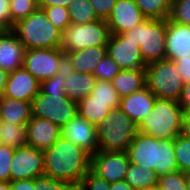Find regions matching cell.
I'll return each instance as SVG.
<instances>
[{"instance_id": "cell-13", "label": "cell", "mask_w": 190, "mask_h": 190, "mask_svg": "<svg viewBox=\"0 0 190 190\" xmlns=\"http://www.w3.org/2000/svg\"><path fill=\"white\" fill-rule=\"evenodd\" d=\"M130 161L126 152H101L91 155L90 170L110 184L126 178Z\"/></svg>"}, {"instance_id": "cell-22", "label": "cell", "mask_w": 190, "mask_h": 190, "mask_svg": "<svg viewBox=\"0 0 190 190\" xmlns=\"http://www.w3.org/2000/svg\"><path fill=\"white\" fill-rule=\"evenodd\" d=\"M96 82L97 78L93 74L75 72L65 67V94L76 103L92 93Z\"/></svg>"}, {"instance_id": "cell-18", "label": "cell", "mask_w": 190, "mask_h": 190, "mask_svg": "<svg viewBox=\"0 0 190 190\" xmlns=\"http://www.w3.org/2000/svg\"><path fill=\"white\" fill-rule=\"evenodd\" d=\"M25 51L13 30H0V69L11 73L23 67Z\"/></svg>"}, {"instance_id": "cell-47", "label": "cell", "mask_w": 190, "mask_h": 190, "mask_svg": "<svg viewBox=\"0 0 190 190\" xmlns=\"http://www.w3.org/2000/svg\"><path fill=\"white\" fill-rule=\"evenodd\" d=\"M110 190H134V188H132L124 179L111 183Z\"/></svg>"}, {"instance_id": "cell-49", "label": "cell", "mask_w": 190, "mask_h": 190, "mask_svg": "<svg viewBox=\"0 0 190 190\" xmlns=\"http://www.w3.org/2000/svg\"><path fill=\"white\" fill-rule=\"evenodd\" d=\"M181 134L187 138H190V113L184 115Z\"/></svg>"}, {"instance_id": "cell-28", "label": "cell", "mask_w": 190, "mask_h": 190, "mask_svg": "<svg viewBox=\"0 0 190 190\" xmlns=\"http://www.w3.org/2000/svg\"><path fill=\"white\" fill-rule=\"evenodd\" d=\"M147 19L169 18L173 0H134Z\"/></svg>"}, {"instance_id": "cell-38", "label": "cell", "mask_w": 190, "mask_h": 190, "mask_svg": "<svg viewBox=\"0 0 190 190\" xmlns=\"http://www.w3.org/2000/svg\"><path fill=\"white\" fill-rule=\"evenodd\" d=\"M15 148L0 144V181L10 182V165Z\"/></svg>"}, {"instance_id": "cell-1", "label": "cell", "mask_w": 190, "mask_h": 190, "mask_svg": "<svg viewBox=\"0 0 190 190\" xmlns=\"http://www.w3.org/2000/svg\"><path fill=\"white\" fill-rule=\"evenodd\" d=\"M43 153L44 175L54 180L81 182L90 170L91 155L63 136Z\"/></svg>"}, {"instance_id": "cell-15", "label": "cell", "mask_w": 190, "mask_h": 190, "mask_svg": "<svg viewBox=\"0 0 190 190\" xmlns=\"http://www.w3.org/2000/svg\"><path fill=\"white\" fill-rule=\"evenodd\" d=\"M62 129V136L90 155L98 151L96 127L77 114Z\"/></svg>"}, {"instance_id": "cell-54", "label": "cell", "mask_w": 190, "mask_h": 190, "mask_svg": "<svg viewBox=\"0 0 190 190\" xmlns=\"http://www.w3.org/2000/svg\"><path fill=\"white\" fill-rule=\"evenodd\" d=\"M140 190H157L156 188H152V189H140Z\"/></svg>"}, {"instance_id": "cell-51", "label": "cell", "mask_w": 190, "mask_h": 190, "mask_svg": "<svg viewBox=\"0 0 190 190\" xmlns=\"http://www.w3.org/2000/svg\"><path fill=\"white\" fill-rule=\"evenodd\" d=\"M0 190H11L10 182H2V181H0Z\"/></svg>"}, {"instance_id": "cell-6", "label": "cell", "mask_w": 190, "mask_h": 190, "mask_svg": "<svg viewBox=\"0 0 190 190\" xmlns=\"http://www.w3.org/2000/svg\"><path fill=\"white\" fill-rule=\"evenodd\" d=\"M167 19H146L122 34L137 42L146 64L165 59Z\"/></svg>"}, {"instance_id": "cell-31", "label": "cell", "mask_w": 190, "mask_h": 190, "mask_svg": "<svg viewBox=\"0 0 190 190\" xmlns=\"http://www.w3.org/2000/svg\"><path fill=\"white\" fill-rule=\"evenodd\" d=\"M39 7L38 0H10L12 29L19 20L28 17Z\"/></svg>"}, {"instance_id": "cell-5", "label": "cell", "mask_w": 190, "mask_h": 190, "mask_svg": "<svg viewBox=\"0 0 190 190\" xmlns=\"http://www.w3.org/2000/svg\"><path fill=\"white\" fill-rule=\"evenodd\" d=\"M98 151L126 152L137 135V125L120 108L112 109L96 127Z\"/></svg>"}, {"instance_id": "cell-17", "label": "cell", "mask_w": 190, "mask_h": 190, "mask_svg": "<svg viewBox=\"0 0 190 190\" xmlns=\"http://www.w3.org/2000/svg\"><path fill=\"white\" fill-rule=\"evenodd\" d=\"M61 132L62 129L53 122L32 116L26 124L27 145L48 149L62 136Z\"/></svg>"}, {"instance_id": "cell-33", "label": "cell", "mask_w": 190, "mask_h": 190, "mask_svg": "<svg viewBox=\"0 0 190 190\" xmlns=\"http://www.w3.org/2000/svg\"><path fill=\"white\" fill-rule=\"evenodd\" d=\"M44 9L49 21L62 32L71 24L69 8L63 6L39 7Z\"/></svg>"}, {"instance_id": "cell-46", "label": "cell", "mask_w": 190, "mask_h": 190, "mask_svg": "<svg viewBox=\"0 0 190 190\" xmlns=\"http://www.w3.org/2000/svg\"><path fill=\"white\" fill-rule=\"evenodd\" d=\"M73 0H39V7L63 6L68 8Z\"/></svg>"}, {"instance_id": "cell-37", "label": "cell", "mask_w": 190, "mask_h": 190, "mask_svg": "<svg viewBox=\"0 0 190 190\" xmlns=\"http://www.w3.org/2000/svg\"><path fill=\"white\" fill-rule=\"evenodd\" d=\"M91 95H94V99L101 101H121V98L112 86L111 81L97 80Z\"/></svg>"}, {"instance_id": "cell-19", "label": "cell", "mask_w": 190, "mask_h": 190, "mask_svg": "<svg viewBox=\"0 0 190 190\" xmlns=\"http://www.w3.org/2000/svg\"><path fill=\"white\" fill-rule=\"evenodd\" d=\"M190 56V25L175 23L167 18L165 58L175 61Z\"/></svg>"}, {"instance_id": "cell-12", "label": "cell", "mask_w": 190, "mask_h": 190, "mask_svg": "<svg viewBox=\"0 0 190 190\" xmlns=\"http://www.w3.org/2000/svg\"><path fill=\"white\" fill-rule=\"evenodd\" d=\"M107 53L121 70L145 69L140 46L122 33L111 34L107 43Z\"/></svg>"}, {"instance_id": "cell-43", "label": "cell", "mask_w": 190, "mask_h": 190, "mask_svg": "<svg viewBox=\"0 0 190 190\" xmlns=\"http://www.w3.org/2000/svg\"><path fill=\"white\" fill-rule=\"evenodd\" d=\"M177 65V70L180 73V78L183 84L190 82V56L181 57L174 61Z\"/></svg>"}, {"instance_id": "cell-50", "label": "cell", "mask_w": 190, "mask_h": 190, "mask_svg": "<svg viewBox=\"0 0 190 190\" xmlns=\"http://www.w3.org/2000/svg\"><path fill=\"white\" fill-rule=\"evenodd\" d=\"M68 190H87L86 186L81 182H71L68 185Z\"/></svg>"}, {"instance_id": "cell-32", "label": "cell", "mask_w": 190, "mask_h": 190, "mask_svg": "<svg viewBox=\"0 0 190 190\" xmlns=\"http://www.w3.org/2000/svg\"><path fill=\"white\" fill-rule=\"evenodd\" d=\"M186 174L177 170L158 176L157 190H186Z\"/></svg>"}, {"instance_id": "cell-10", "label": "cell", "mask_w": 190, "mask_h": 190, "mask_svg": "<svg viewBox=\"0 0 190 190\" xmlns=\"http://www.w3.org/2000/svg\"><path fill=\"white\" fill-rule=\"evenodd\" d=\"M23 67L42 82L64 70L66 56L60 48L29 49L25 51Z\"/></svg>"}, {"instance_id": "cell-2", "label": "cell", "mask_w": 190, "mask_h": 190, "mask_svg": "<svg viewBox=\"0 0 190 190\" xmlns=\"http://www.w3.org/2000/svg\"><path fill=\"white\" fill-rule=\"evenodd\" d=\"M129 161L153 170L158 176L178 170L173 139H156L137 133L127 147Z\"/></svg>"}, {"instance_id": "cell-26", "label": "cell", "mask_w": 190, "mask_h": 190, "mask_svg": "<svg viewBox=\"0 0 190 190\" xmlns=\"http://www.w3.org/2000/svg\"><path fill=\"white\" fill-rule=\"evenodd\" d=\"M125 180L134 188V190L140 189H152L157 188L158 175L151 169L130 163Z\"/></svg>"}, {"instance_id": "cell-41", "label": "cell", "mask_w": 190, "mask_h": 190, "mask_svg": "<svg viewBox=\"0 0 190 190\" xmlns=\"http://www.w3.org/2000/svg\"><path fill=\"white\" fill-rule=\"evenodd\" d=\"M99 19L107 20L117 0H89Z\"/></svg>"}, {"instance_id": "cell-52", "label": "cell", "mask_w": 190, "mask_h": 190, "mask_svg": "<svg viewBox=\"0 0 190 190\" xmlns=\"http://www.w3.org/2000/svg\"><path fill=\"white\" fill-rule=\"evenodd\" d=\"M186 184H187L186 190H190V174H186Z\"/></svg>"}, {"instance_id": "cell-35", "label": "cell", "mask_w": 190, "mask_h": 190, "mask_svg": "<svg viewBox=\"0 0 190 190\" xmlns=\"http://www.w3.org/2000/svg\"><path fill=\"white\" fill-rule=\"evenodd\" d=\"M169 19L175 23L190 25V0H173Z\"/></svg>"}, {"instance_id": "cell-36", "label": "cell", "mask_w": 190, "mask_h": 190, "mask_svg": "<svg viewBox=\"0 0 190 190\" xmlns=\"http://www.w3.org/2000/svg\"><path fill=\"white\" fill-rule=\"evenodd\" d=\"M65 68L53 77L40 82V92L49 95H66L64 90Z\"/></svg>"}, {"instance_id": "cell-39", "label": "cell", "mask_w": 190, "mask_h": 190, "mask_svg": "<svg viewBox=\"0 0 190 190\" xmlns=\"http://www.w3.org/2000/svg\"><path fill=\"white\" fill-rule=\"evenodd\" d=\"M71 182L54 180L49 176L42 175L34 179V187L36 190H68Z\"/></svg>"}, {"instance_id": "cell-40", "label": "cell", "mask_w": 190, "mask_h": 190, "mask_svg": "<svg viewBox=\"0 0 190 190\" xmlns=\"http://www.w3.org/2000/svg\"><path fill=\"white\" fill-rule=\"evenodd\" d=\"M87 190H110V183L89 170L82 179Z\"/></svg>"}, {"instance_id": "cell-16", "label": "cell", "mask_w": 190, "mask_h": 190, "mask_svg": "<svg viewBox=\"0 0 190 190\" xmlns=\"http://www.w3.org/2000/svg\"><path fill=\"white\" fill-rule=\"evenodd\" d=\"M40 92V82L24 67L9 73L4 97L32 102Z\"/></svg>"}, {"instance_id": "cell-4", "label": "cell", "mask_w": 190, "mask_h": 190, "mask_svg": "<svg viewBox=\"0 0 190 190\" xmlns=\"http://www.w3.org/2000/svg\"><path fill=\"white\" fill-rule=\"evenodd\" d=\"M26 50L60 48L62 31L48 19L42 8L19 20L12 29Z\"/></svg>"}, {"instance_id": "cell-24", "label": "cell", "mask_w": 190, "mask_h": 190, "mask_svg": "<svg viewBox=\"0 0 190 190\" xmlns=\"http://www.w3.org/2000/svg\"><path fill=\"white\" fill-rule=\"evenodd\" d=\"M111 84L120 98L129 96L146 87L145 69L121 70L111 80Z\"/></svg>"}, {"instance_id": "cell-53", "label": "cell", "mask_w": 190, "mask_h": 190, "mask_svg": "<svg viewBox=\"0 0 190 190\" xmlns=\"http://www.w3.org/2000/svg\"><path fill=\"white\" fill-rule=\"evenodd\" d=\"M1 110H2V103H1V98H0V122L2 121V114H1Z\"/></svg>"}, {"instance_id": "cell-14", "label": "cell", "mask_w": 190, "mask_h": 190, "mask_svg": "<svg viewBox=\"0 0 190 190\" xmlns=\"http://www.w3.org/2000/svg\"><path fill=\"white\" fill-rule=\"evenodd\" d=\"M146 19L134 0H117L106 22L110 33L117 35L132 29Z\"/></svg>"}, {"instance_id": "cell-11", "label": "cell", "mask_w": 190, "mask_h": 190, "mask_svg": "<svg viewBox=\"0 0 190 190\" xmlns=\"http://www.w3.org/2000/svg\"><path fill=\"white\" fill-rule=\"evenodd\" d=\"M10 172L11 181L36 179L44 175L43 150L28 145L15 149Z\"/></svg>"}, {"instance_id": "cell-30", "label": "cell", "mask_w": 190, "mask_h": 190, "mask_svg": "<svg viewBox=\"0 0 190 190\" xmlns=\"http://www.w3.org/2000/svg\"><path fill=\"white\" fill-rule=\"evenodd\" d=\"M173 147L178 170L190 174V138L178 135L173 139Z\"/></svg>"}, {"instance_id": "cell-27", "label": "cell", "mask_w": 190, "mask_h": 190, "mask_svg": "<svg viewBox=\"0 0 190 190\" xmlns=\"http://www.w3.org/2000/svg\"><path fill=\"white\" fill-rule=\"evenodd\" d=\"M0 144L15 149L27 145V134L25 124H12L0 122Z\"/></svg>"}, {"instance_id": "cell-42", "label": "cell", "mask_w": 190, "mask_h": 190, "mask_svg": "<svg viewBox=\"0 0 190 190\" xmlns=\"http://www.w3.org/2000/svg\"><path fill=\"white\" fill-rule=\"evenodd\" d=\"M0 30H12L10 0H0Z\"/></svg>"}, {"instance_id": "cell-34", "label": "cell", "mask_w": 190, "mask_h": 190, "mask_svg": "<svg viewBox=\"0 0 190 190\" xmlns=\"http://www.w3.org/2000/svg\"><path fill=\"white\" fill-rule=\"evenodd\" d=\"M121 69L117 66L115 61L107 53V55L99 62L93 75L97 80L111 81Z\"/></svg>"}, {"instance_id": "cell-21", "label": "cell", "mask_w": 190, "mask_h": 190, "mask_svg": "<svg viewBox=\"0 0 190 190\" xmlns=\"http://www.w3.org/2000/svg\"><path fill=\"white\" fill-rule=\"evenodd\" d=\"M156 96L147 88L121 98L120 109L138 125L153 109Z\"/></svg>"}, {"instance_id": "cell-45", "label": "cell", "mask_w": 190, "mask_h": 190, "mask_svg": "<svg viewBox=\"0 0 190 190\" xmlns=\"http://www.w3.org/2000/svg\"><path fill=\"white\" fill-rule=\"evenodd\" d=\"M11 190H36L34 187V179H22L10 181Z\"/></svg>"}, {"instance_id": "cell-3", "label": "cell", "mask_w": 190, "mask_h": 190, "mask_svg": "<svg viewBox=\"0 0 190 190\" xmlns=\"http://www.w3.org/2000/svg\"><path fill=\"white\" fill-rule=\"evenodd\" d=\"M184 112L178 101L155 99L153 109L137 125L138 132L156 139H174L182 133Z\"/></svg>"}, {"instance_id": "cell-20", "label": "cell", "mask_w": 190, "mask_h": 190, "mask_svg": "<svg viewBox=\"0 0 190 190\" xmlns=\"http://www.w3.org/2000/svg\"><path fill=\"white\" fill-rule=\"evenodd\" d=\"M107 55V46H91L66 53V67L80 73L93 74L99 62Z\"/></svg>"}, {"instance_id": "cell-29", "label": "cell", "mask_w": 190, "mask_h": 190, "mask_svg": "<svg viewBox=\"0 0 190 190\" xmlns=\"http://www.w3.org/2000/svg\"><path fill=\"white\" fill-rule=\"evenodd\" d=\"M68 8L71 23L89 24L99 20L89 0H73Z\"/></svg>"}, {"instance_id": "cell-25", "label": "cell", "mask_w": 190, "mask_h": 190, "mask_svg": "<svg viewBox=\"0 0 190 190\" xmlns=\"http://www.w3.org/2000/svg\"><path fill=\"white\" fill-rule=\"evenodd\" d=\"M2 121L12 124H27L32 118L31 102L23 100L2 97Z\"/></svg>"}, {"instance_id": "cell-7", "label": "cell", "mask_w": 190, "mask_h": 190, "mask_svg": "<svg viewBox=\"0 0 190 190\" xmlns=\"http://www.w3.org/2000/svg\"><path fill=\"white\" fill-rule=\"evenodd\" d=\"M180 77L176 63L166 58L145 68L146 87L159 99L178 101L184 85Z\"/></svg>"}, {"instance_id": "cell-8", "label": "cell", "mask_w": 190, "mask_h": 190, "mask_svg": "<svg viewBox=\"0 0 190 190\" xmlns=\"http://www.w3.org/2000/svg\"><path fill=\"white\" fill-rule=\"evenodd\" d=\"M110 35L108 24L103 19L89 24L71 23L62 32L60 49L66 54L91 46H107Z\"/></svg>"}, {"instance_id": "cell-44", "label": "cell", "mask_w": 190, "mask_h": 190, "mask_svg": "<svg viewBox=\"0 0 190 190\" xmlns=\"http://www.w3.org/2000/svg\"><path fill=\"white\" fill-rule=\"evenodd\" d=\"M178 102L184 115L190 113V82L183 85V90Z\"/></svg>"}, {"instance_id": "cell-23", "label": "cell", "mask_w": 190, "mask_h": 190, "mask_svg": "<svg viewBox=\"0 0 190 190\" xmlns=\"http://www.w3.org/2000/svg\"><path fill=\"white\" fill-rule=\"evenodd\" d=\"M116 108H120V101H101L89 94L78 103V114L97 127Z\"/></svg>"}, {"instance_id": "cell-48", "label": "cell", "mask_w": 190, "mask_h": 190, "mask_svg": "<svg viewBox=\"0 0 190 190\" xmlns=\"http://www.w3.org/2000/svg\"><path fill=\"white\" fill-rule=\"evenodd\" d=\"M8 75V72H6L3 69H0V98L4 96Z\"/></svg>"}, {"instance_id": "cell-9", "label": "cell", "mask_w": 190, "mask_h": 190, "mask_svg": "<svg viewBox=\"0 0 190 190\" xmlns=\"http://www.w3.org/2000/svg\"><path fill=\"white\" fill-rule=\"evenodd\" d=\"M32 116L47 119L60 128L78 114V103L66 95H49L39 92L31 102Z\"/></svg>"}]
</instances>
